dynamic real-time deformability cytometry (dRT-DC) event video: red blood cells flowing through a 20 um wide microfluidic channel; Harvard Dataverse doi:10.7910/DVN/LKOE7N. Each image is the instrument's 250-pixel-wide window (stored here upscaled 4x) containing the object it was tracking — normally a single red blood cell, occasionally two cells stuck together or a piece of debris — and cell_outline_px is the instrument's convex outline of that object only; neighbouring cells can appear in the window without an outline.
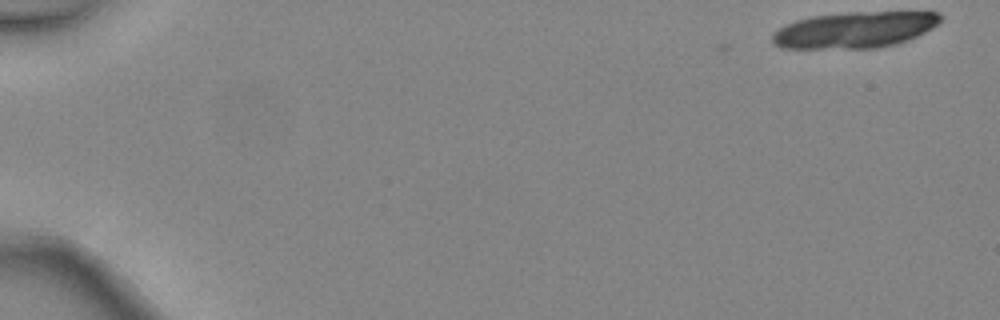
{"species": "common noctule bat (a hibernating species)", "species_latin": "Nyctalus noctula", "temperature_condition": "warm", "stored_images_in_passage": 6, "camera_frame_rate_fps": 3000, "um_per_image_px": 0.085, "animal": {"sex": "female", "body_mass_g": 24.6, "forearm_length_mm": 56.2}, "frame": {"image": 1, "passage_image": 1, "time_ms": 0.0, "image_size_px": [1000, 320], "cell_outline_px": [[944, 16], [932, 28], [908, 40], [896, 44], [876, 48], [780, 48], [772, 44], [772, 32], [796, 20], [812, 16], [848, 12], [936, 12]], "centroid_in_image_um": [72.62, 2.54], "position_along_channel_um": 12.4, "area_um2": 35.37}}